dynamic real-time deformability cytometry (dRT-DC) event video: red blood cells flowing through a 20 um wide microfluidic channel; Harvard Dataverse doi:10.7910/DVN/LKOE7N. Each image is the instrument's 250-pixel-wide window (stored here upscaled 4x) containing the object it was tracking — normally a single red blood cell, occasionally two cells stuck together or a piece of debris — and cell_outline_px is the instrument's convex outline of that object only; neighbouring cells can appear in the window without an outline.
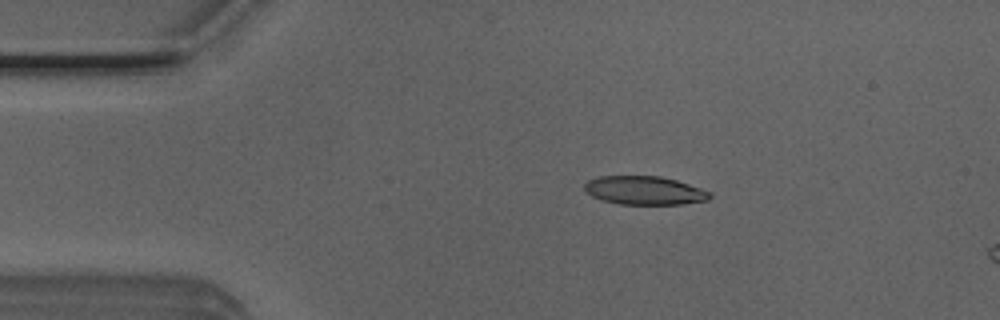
{"species": "Egyptian fruit bat (a non-hibernating species)", "species_latin": "Rousettus aegyptiacus", "temperature_condition": "room temperature", "stored_images_in_passage": 13, "camera_frame_rate_fps": 3000, "um_per_image_px": 0.085, "animal": {"sex": "male"}, "frame": {"image": 1, "passage_image": 8, "time_ms": 2.333, "image_size_px": [1000, 320], "cell_outline_px": [[712, 196], [708, 200], [680, 204], [620, 204], [604, 200], [592, 196], [584, 188], [584, 184], [588, 180], [600, 176], [660, 176], [676, 180], [712, 192]], "centroid_in_image_um": [54.8, 16.18], "position_along_channel_um": 30.2, "area_um2": 20.69}}